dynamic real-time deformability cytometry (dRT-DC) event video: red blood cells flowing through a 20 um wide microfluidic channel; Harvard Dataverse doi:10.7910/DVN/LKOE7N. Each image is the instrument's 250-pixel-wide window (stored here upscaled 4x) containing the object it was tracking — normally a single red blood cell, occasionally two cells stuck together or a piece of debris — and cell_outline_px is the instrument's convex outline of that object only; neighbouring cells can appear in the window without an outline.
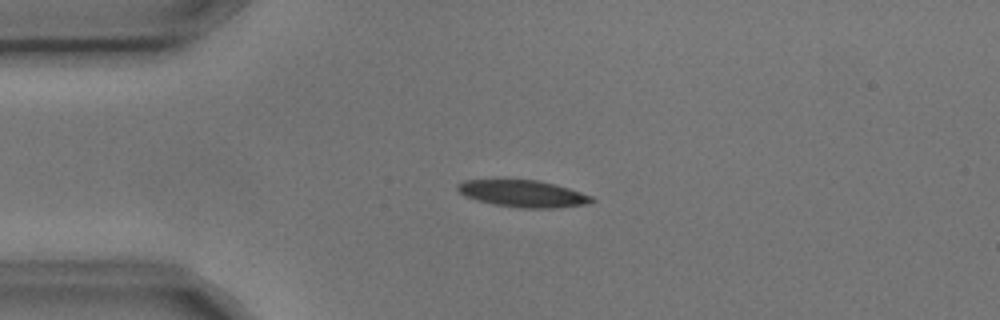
{"species": "common noctule bat (a hibernating species)", "species_latin": "Nyctalus noctula", "temperature_condition": "cold", "stored_images_in_passage": 4, "camera_frame_rate_fps": 3000, "um_per_image_px": 0.085, "animal": {"sex": "male", "body_mass_g": 17.9, "forearm_length_mm": 54.2}, "frame": {"image": 1, "passage_image": 3, "time_ms": 0.667, "image_size_px": [1000, 320], "cell_outline_px": [[596, 200], [588, 204], [556, 208], [520, 208], [492, 204], [476, 200], [464, 196], [456, 188], [456, 184], [464, 180], [536, 180], [568, 188], [592, 196]], "centroid_in_image_um": [44.43, 16.47], "position_along_channel_um": 40.6, "area_um2": 20.98}}